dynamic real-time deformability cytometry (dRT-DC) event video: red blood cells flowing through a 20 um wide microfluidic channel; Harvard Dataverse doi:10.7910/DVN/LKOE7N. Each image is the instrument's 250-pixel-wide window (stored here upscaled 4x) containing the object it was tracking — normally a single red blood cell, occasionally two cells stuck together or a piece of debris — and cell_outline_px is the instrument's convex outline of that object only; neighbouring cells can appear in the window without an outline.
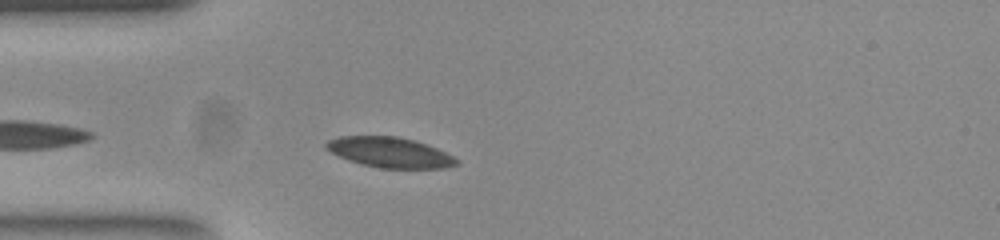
{"species": "common noctule bat (a hibernating species)", "species_latin": "Nyctalus noctula", "temperature_condition": "room temperature", "stored_images_in_passage": 19, "camera_frame_rate_fps": 3000, "um_per_image_px": 0.085, "animal": {"sex": "female", "body_mass_g": 23.0, "forearm_length_mm": 53.4}, "frame": {"image": 1, "passage_image": 4, "time_ms": 1.0, "image_size_px": [1000, 240], "cell_outline_px": [[460, 164], [444, 168], [380, 168], [348, 160], [332, 152], [324, 144], [328, 140], [340, 136], [396, 136], [428, 144], [460, 160]], "centroid_in_image_um": [33.17, 12.95], "position_along_channel_um": 51.8, "area_um2": 22.77}}
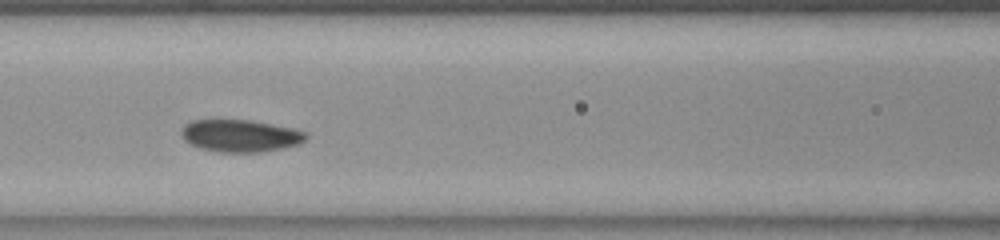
{"frame": {"image": 2, "passage_image": 12, "time_ms": 3.667, "image_size_px": [1000, 240], "cell_outline_px": [[308, 136], [304, 140], [296, 144], [264, 152], [220, 152], [200, 148], [184, 140], [180, 132], [184, 124], [192, 120], [248, 120], [292, 128], [304, 132]], "centroid_in_image_um": [20.37, 11.54], "position_along_channel_um": 146.2, "area_um2": 23.12}}
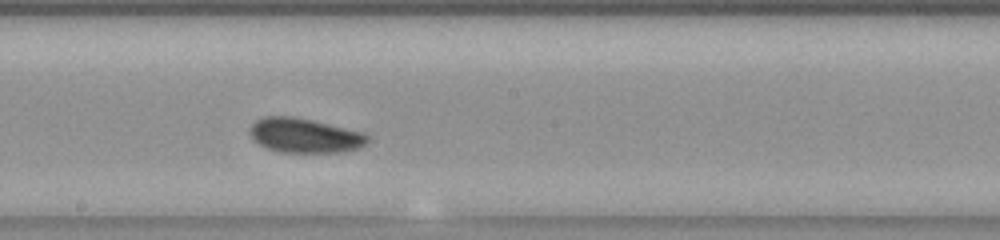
{"frame": {"image": 3, "passage_image": 18, "time_ms": 5.667, "image_size_px": [1000, 240], "cell_outline_px": [[368, 140], [364, 144], [356, 148], [344, 152], [280, 152], [268, 148], [252, 140], [248, 132], [252, 124], [256, 120], [264, 116], [292, 116], [312, 120], [364, 132], [368, 136]], "centroid_in_image_um": [25.86, 11.51], "position_along_channel_um": 222.3, "area_um2": 23.64}}